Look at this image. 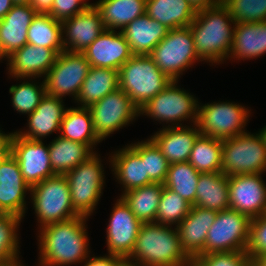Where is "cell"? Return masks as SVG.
<instances>
[{
  "label": "cell",
  "instance_id": "54",
  "mask_svg": "<svg viewBox=\"0 0 266 266\" xmlns=\"http://www.w3.org/2000/svg\"><path fill=\"white\" fill-rule=\"evenodd\" d=\"M1 266H24V265L21 264V263L19 262V260L17 259V260H14V261H12V262H9V263H6V264H3V265H1Z\"/></svg>",
  "mask_w": 266,
  "mask_h": 266
},
{
  "label": "cell",
  "instance_id": "3",
  "mask_svg": "<svg viewBox=\"0 0 266 266\" xmlns=\"http://www.w3.org/2000/svg\"><path fill=\"white\" fill-rule=\"evenodd\" d=\"M139 266H192L183 250L177 228L157 222L142 223L131 255Z\"/></svg>",
  "mask_w": 266,
  "mask_h": 266
},
{
  "label": "cell",
  "instance_id": "14",
  "mask_svg": "<svg viewBox=\"0 0 266 266\" xmlns=\"http://www.w3.org/2000/svg\"><path fill=\"white\" fill-rule=\"evenodd\" d=\"M11 155L17 160L24 181L31 188L55 176L49 157V146L39 140H29L11 133Z\"/></svg>",
  "mask_w": 266,
  "mask_h": 266
},
{
  "label": "cell",
  "instance_id": "10",
  "mask_svg": "<svg viewBox=\"0 0 266 266\" xmlns=\"http://www.w3.org/2000/svg\"><path fill=\"white\" fill-rule=\"evenodd\" d=\"M249 113L237 103L213 102L198 106L197 125L202 135L225 140L245 133Z\"/></svg>",
  "mask_w": 266,
  "mask_h": 266
},
{
  "label": "cell",
  "instance_id": "52",
  "mask_svg": "<svg viewBox=\"0 0 266 266\" xmlns=\"http://www.w3.org/2000/svg\"><path fill=\"white\" fill-rule=\"evenodd\" d=\"M116 266H139L136 262H132L130 260H128L127 258H122L117 264Z\"/></svg>",
  "mask_w": 266,
  "mask_h": 266
},
{
  "label": "cell",
  "instance_id": "41",
  "mask_svg": "<svg viewBox=\"0 0 266 266\" xmlns=\"http://www.w3.org/2000/svg\"><path fill=\"white\" fill-rule=\"evenodd\" d=\"M9 93L12 94V104L16 111L31 114L46 94L45 83L43 80L38 86L36 83L25 81L19 85H12Z\"/></svg>",
  "mask_w": 266,
  "mask_h": 266
},
{
  "label": "cell",
  "instance_id": "49",
  "mask_svg": "<svg viewBox=\"0 0 266 266\" xmlns=\"http://www.w3.org/2000/svg\"><path fill=\"white\" fill-rule=\"evenodd\" d=\"M196 11L214 7L222 3V0H187Z\"/></svg>",
  "mask_w": 266,
  "mask_h": 266
},
{
  "label": "cell",
  "instance_id": "12",
  "mask_svg": "<svg viewBox=\"0 0 266 266\" xmlns=\"http://www.w3.org/2000/svg\"><path fill=\"white\" fill-rule=\"evenodd\" d=\"M89 68L83 53L63 50L45 76L46 94L58 98L70 94L76 100Z\"/></svg>",
  "mask_w": 266,
  "mask_h": 266
},
{
  "label": "cell",
  "instance_id": "19",
  "mask_svg": "<svg viewBox=\"0 0 266 266\" xmlns=\"http://www.w3.org/2000/svg\"><path fill=\"white\" fill-rule=\"evenodd\" d=\"M17 160L10 155L0 164V213L24 217L25 194L30 191Z\"/></svg>",
  "mask_w": 266,
  "mask_h": 266
},
{
  "label": "cell",
  "instance_id": "28",
  "mask_svg": "<svg viewBox=\"0 0 266 266\" xmlns=\"http://www.w3.org/2000/svg\"><path fill=\"white\" fill-rule=\"evenodd\" d=\"M228 177L222 172L200 174L194 206L216 212L229 209Z\"/></svg>",
  "mask_w": 266,
  "mask_h": 266
},
{
  "label": "cell",
  "instance_id": "40",
  "mask_svg": "<svg viewBox=\"0 0 266 266\" xmlns=\"http://www.w3.org/2000/svg\"><path fill=\"white\" fill-rule=\"evenodd\" d=\"M22 218L0 213V266L19 259V240L17 229Z\"/></svg>",
  "mask_w": 266,
  "mask_h": 266
},
{
  "label": "cell",
  "instance_id": "44",
  "mask_svg": "<svg viewBox=\"0 0 266 266\" xmlns=\"http://www.w3.org/2000/svg\"><path fill=\"white\" fill-rule=\"evenodd\" d=\"M245 252L251 260L266 254V215L251 219Z\"/></svg>",
  "mask_w": 266,
  "mask_h": 266
},
{
  "label": "cell",
  "instance_id": "5",
  "mask_svg": "<svg viewBox=\"0 0 266 266\" xmlns=\"http://www.w3.org/2000/svg\"><path fill=\"white\" fill-rule=\"evenodd\" d=\"M30 194L40 228L80 216L72 206L65 175H55L31 187Z\"/></svg>",
  "mask_w": 266,
  "mask_h": 266
},
{
  "label": "cell",
  "instance_id": "11",
  "mask_svg": "<svg viewBox=\"0 0 266 266\" xmlns=\"http://www.w3.org/2000/svg\"><path fill=\"white\" fill-rule=\"evenodd\" d=\"M250 221L247 215L231 209L217 212L215 221L208 229L204 250L200 255L245 251Z\"/></svg>",
  "mask_w": 266,
  "mask_h": 266
},
{
  "label": "cell",
  "instance_id": "33",
  "mask_svg": "<svg viewBox=\"0 0 266 266\" xmlns=\"http://www.w3.org/2000/svg\"><path fill=\"white\" fill-rule=\"evenodd\" d=\"M59 132L62 138L86 144L92 150L101 142L95 133L91 112L86 107L67 108Z\"/></svg>",
  "mask_w": 266,
  "mask_h": 266
},
{
  "label": "cell",
  "instance_id": "35",
  "mask_svg": "<svg viewBox=\"0 0 266 266\" xmlns=\"http://www.w3.org/2000/svg\"><path fill=\"white\" fill-rule=\"evenodd\" d=\"M188 162L201 174L222 172V140L200 134Z\"/></svg>",
  "mask_w": 266,
  "mask_h": 266
},
{
  "label": "cell",
  "instance_id": "22",
  "mask_svg": "<svg viewBox=\"0 0 266 266\" xmlns=\"http://www.w3.org/2000/svg\"><path fill=\"white\" fill-rule=\"evenodd\" d=\"M36 16L30 5H14L0 19V51L6 59L28 43V28Z\"/></svg>",
  "mask_w": 266,
  "mask_h": 266
},
{
  "label": "cell",
  "instance_id": "1",
  "mask_svg": "<svg viewBox=\"0 0 266 266\" xmlns=\"http://www.w3.org/2000/svg\"><path fill=\"white\" fill-rule=\"evenodd\" d=\"M88 217L76 216L40 228L41 266H64L89 258V241L85 227Z\"/></svg>",
  "mask_w": 266,
  "mask_h": 266
},
{
  "label": "cell",
  "instance_id": "56",
  "mask_svg": "<svg viewBox=\"0 0 266 266\" xmlns=\"http://www.w3.org/2000/svg\"><path fill=\"white\" fill-rule=\"evenodd\" d=\"M87 8L88 7H96L97 3H93V4H90V3H87L86 0H80Z\"/></svg>",
  "mask_w": 266,
  "mask_h": 266
},
{
  "label": "cell",
  "instance_id": "30",
  "mask_svg": "<svg viewBox=\"0 0 266 266\" xmlns=\"http://www.w3.org/2000/svg\"><path fill=\"white\" fill-rule=\"evenodd\" d=\"M48 146L52 171L55 175H65L95 153L88 145L61 136L50 142Z\"/></svg>",
  "mask_w": 266,
  "mask_h": 266
},
{
  "label": "cell",
  "instance_id": "9",
  "mask_svg": "<svg viewBox=\"0 0 266 266\" xmlns=\"http://www.w3.org/2000/svg\"><path fill=\"white\" fill-rule=\"evenodd\" d=\"M177 80H173L160 93L149 100L139 109L144 114L162 122H172L171 127L181 126V121L189 119L193 124L198 120V101L186 90L177 87ZM175 123V124H174ZM180 123V124H179Z\"/></svg>",
  "mask_w": 266,
  "mask_h": 266
},
{
  "label": "cell",
  "instance_id": "42",
  "mask_svg": "<svg viewBox=\"0 0 266 266\" xmlns=\"http://www.w3.org/2000/svg\"><path fill=\"white\" fill-rule=\"evenodd\" d=\"M236 23L266 21V0H222Z\"/></svg>",
  "mask_w": 266,
  "mask_h": 266
},
{
  "label": "cell",
  "instance_id": "23",
  "mask_svg": "<svg viewBox=\"0 0 266 266\" xmlns=\"http://www.w3.org/2000/svg\"><path fill=\"white\" fill-rule=\"evenodd\" d=\"M194 126L190 128L168 125L151 136L169 164L189 161L193 145L201 134L198 125Z\"/></svg>",
  "mask_w": 266,
  "mask_h": 266
},
{
  "label": "cell",
  "instance_id": "31",
  "mask_svg": "<svg viewBox=\"0 0 266 266\" xmlns=\"http://www.w3.org/2000/svg\"><path fill=\"white\" fill-rule=\"evenodd\" d=\"M118 88L119 70L90 66L76 101L88 108Z\"/></svg>",
  "mask_w": 266,
  "mask_h": 266
},
{
  "label": "cell",
  "instance_id": "27",
  "mask_svg": "<svg viewBox=\"0 0 266 266\" xmlns=\"http://www.w3.org/2000/svg\"><path fill=\"white\" fill-rule=\"evenodd\" d=\"M110 163L117 180L124 187V192L151 184L146 174L145 161L128 145L111 156Z\"/></svg>",
  "mask_w": 266,
  "mask_h": 266
},
{
  "label": "cell",
  "instance_id": "51",
  "mask_svg": "<svg viewBox=\"0 0 266 266\" xmlns=\"http://www.w3.org/2000/svg\"><path fill=\"white\" fill-rule=\"evenodd\" d=\"M252 266H266V254L252 260Z\"/></svg>",
  "mask_w": 266,
  "mask_h": 266
},
{
  "label": "cell",
  "instance_id": "38",
  "mask_svg": "<svg viewBox=\"0 0 266 266\" xmlns=\"http://www.w3.org/2000/svg\"><path fill=\"white\" fill-rule=\"evenodd\" d=\"M129 146L145 161L149 180L152 183L164 184L170 164L156 143L150 138Z\"/></svg>",
  "mask_w": 266,
  "mask_h": 266
},
{
  "label": "cell",
  "instance_id": "48",
  "mask_svg": "<svg viewBox=\"0 0 266 266\" xmlns=\"http://www.w3.org/2000/svg\"><path fill=\"white\" fill-rule=\"evenodd\" d=\"M11 155V133L0 138V164Z\"/></svg>",
  "mask_w": 266,
  "mask_h": 266
},
{
  "label": "cell",
  "instance_id": "20",
  "mask_svg": "<svg viewBox=\"0 0 266 266\" xmlns=\"http://www.w3.org/2000/svg\"><path fill=\"white\" fill-rule=\"evenodd\" d=\"M216 215L214 210L192 205L187 216L176 226L180 244L191 259L203 252L208 229Z\"/></svg>",
  "mask_w": 266,
  "mask_h": 266
},
{
  "label": "cell",
  "instance_id": "47",
  "mask_svg": "<svg viewBox=\"0 0 266 266\" xmlns=\"http://www.w3.org/2000/svg\"><path fill=\"white\" fill-rule=\"evenodd\" d=\"M54 0H30V6L36 14L50 15Z\"/></svg>",
  "mask_w": 266,
  "mask_h": 266
},
{
  "label": "cell",
  "instance_id": "45",
  "mask_svg": "<svg viewBox=\"0 0 266 266\" xmlns=\"http://www.w3.org/2000/svg\"><path fill=\"white\" fill-rule=\"evenodd\" d=\"M86 8L80 0H54L50 16L59 22H63L83 12Z\"/></svg>",
  "mask_w": 266,
  "mask_h": 266
},
{
  "label": "cell",
  "instance_id": "17",
  "mask_svg": "<svg viewBox=\"0 0 266 266\" xmlns=\"http://www.w3.org/2000/svg\"><path fill=\"white\" fill-rule=\"evenodd\" d=\"M61 26L64 50L79 53L106 30L96 7L86 8L83 12L61 22Z\"/></svg>",
  "mask_w": 266,
  "mask_h": 266
},
{
  "label": "cell",
  "instance_id": "4",
  "mask_svg": "<svg viewBox=\"0 0 266 266\" xmlns=\"http://www.w3.org/2000/svg\"><path fill=\"white\" fill-rule=\"evenodd\" d=\"M171 82L149 55H133L119 69V88L139 109Z\"/></svg>",
  "mask_w": 266,
  "mask_h": 266
},
{
  "label": "cell",
  "instance_id": "25",
  "mask_svg": "<svg viewBox=\"0 0 266 266\" xmlns=\"http://www.w3.org/2000/svg\"><path fill=\"white\" fill-rule=\"evenodd\" d=\"M168 28L149 17L146 13L130 22L124 35L133 55H150L155 46L167 35Z\"/></svg>",
  "mask_w": 266,
  "mask_h": 266
},
{
  "label": "cell",
  "instance_id": "21",
  "mask_svg": "<svg viewBox=\"0 0 266 266\" xmlns=\"http://www.w3.org/2000/svg\"><path fill=\"white\" fill-rule=\"evenodd\" d=\"M57 53L50 48L34 46L29 43L15 51L7 59L8 73L16 79L46 76L54 65Z\"/></svg>",
  "mask_w": 266,
  "mask_h": 266
},
{
  "label": "cell",
  "instance_id": "8",
  "mask_svg": "<svg viewBox=\"0 0 266 266\" xmlns=\"http://www.w3.org/2000/svg\"><path fill=\"white\" fill-rule=\"evenodd\" d=\"M102 167L100 158L94 153L65 174L72 206L80 216H90L97 206L105 183Z\"/></svg>",
  "mask_w": 266,
  "mask_h": 266
},
{
  "label": "cell",
  "instance_id": "26",
  "mask_svg": "<svg viewBox=\"0 0 266 266\" xmlns=\"http://www.w3.org/2000/svg\"><path fill=\"white\" fill-rule=\"evenodd\" d=\"M266 53V21L236 23L234 26L231 58L251 59Z\"/></svg>",
  "mask_w": 266,
  "mask_h": 266
},
{
  "label": "cell",
  "instance_id": "37",
  "mask_svg": "<svg viewBox=\"0 0 266 266\" xmlns=\"http://www.w3.org/2000/svg\"><path fill=\"white\" fill-rule=\"evenodd\" d=\"M200 174L188 161L170 164L164 186L193 205Z\"/></svg>",
  "mask_w": 266,
  "mask_h": 266
},
{
  "label": "cell",
  "instance_id": "39",
  "mask_svg": "<svg viewBox=\"0 0 266 266\" xmlns=\"http://www.w3.org/2000/svg\"><path fill=\"white\" fill-rule=\"evenodd\" d=\"M191 206L178 193L164 186L158 205L156 222L162 225L175 224L177 226L187 216Z\"/></svg>",
  "mask_w": 266,
  "mask_h": 266
},
{
  "label": "cell",
  "instance_id": "13",
  "mask_svg": "<svg viewBox=\"0 0 266 266\" xmlns=\"http://www.w3.org/2000/svg\"><path fill=\"white\" fill-rule=\"evenodd\" d=\"M98 138L105 137L128 125L140 115L139 108L120 88L88 107Z\"/></svg>",
  "mask_w": 266,
  "mask_h": 266
},
{
  "label": "cell",
  "instance_id": "2",
  "mask_svg": "<svg viewBox=\"0 0 266 266\" xmlns=\"http://www.w3.org/2000/svg\"><path fill=\"white\" fill-rule=\"evenodd\" d=\"M235 24L236 22L223 3L197 11L189 27L198 57L212 64L221 63L229 58Z\"/></svg>",
  "mask_w": 266,
  "mask_h": 266
},
{
  "label": "cell",
  "instance_id": "43",
  "mask_svg": "<svg viewBox=\"0 0 266 266\" xmlns=\"http://www.w3.org/2000/svg\"><path fill=\"white\" fill-rule=\"evenodd\" d=\"M192 266H252L245 251L214 252L192 259Z\"/></svg>",
  "mask_w": 266,
  "mask_h": 266
},
{
  "label": "cell",
  "instance_id": "55",
  "mask_svg": "<svg viewBox=\"0 0 266 266\" xmlns=\"http://www.w3.org/2000/svg\"><path fill=\"white\" fill-rule=\"evenodd\" d=\"M259 133L261 134L263 140H264V144L266 146V126L264 128H262L261 131H259Z\"/></svg>",
  "mask_w": 266,
  "mask_h": 266
},
{
  "label": "cell",
  "instance_id": "36",
  "mask_svg": "<svg viewBox=\"0 0 266 266\" xmlns=\"http://www.w3.org/2000/svg\"><path fill=\"white\" fill-rule=\"evenodd\" d=\"M61 22L50 15L36 14L29 28L28 43L53 49L57 54L64 50Z\"/></svg>",
  "mask_w": 266,
  "mask_h": 266
},
{
  "label": "cell",
  "instance_id": "29",
  "mask_svg": "<svg viewBox=\"0 0 266 266\" xmlns=\"http://www.w3.org/2000/svg\"><path fill=\"white\" fill-rule=\"evenodd\" d=\"M146 14L174 29L189 26L197 11L187 0H146Z\"/></svg>",
  "mask_w": 266,
  "mask_h": 266
},
{
  "label": "cell",
  "instance_id": "6",
  "mask_svg": "<svg viewBox=\"0 0 266 266\" xmlns=\"http://www.w3.org/2000/svg\"><path fill=\"white\" fill-rule=\"evenodd\" d=\"M266 171V146L260 133L222 140V173L227 177Z\"/></svg>",
  "mask_w": 266,
  "mask_h": 266
},
{
  "label": "cell",
  "instance_id": "24",
  "mask_svg": "<svg viewBox=\"0 0 266 266\" xmlns=\"http://www.w3.org/2000/svg\"><path fill=\"white\" fill-rule=\"evenodd\" d=\"M62 98L45 94L36 109L28 114V131L16 133L29 140H39L52 132L60 131V124L66 111Z\"/></svg>",
  "mask_w": 266,
  "mask_h": 266
},
{
  "label": "cell",
  "instance_id": "53",
  "mask_svg": "<svg viewBox=\"0 0 266 266\" xmlns=\"http://www.w3.org/2000/svg\"><path fill=\"white\" fill-rule=\"evenodd\" d=\"M14 5H29L30 0H12Z\"/></svg>",
  "mask_w": 266,
  "mask_h": 266
},
{
  "label": "cell",
  "instance_id": "46",
  "mask_svg": "<svg viewBox=\"0 0 266 266\" xmlns=\"http://www.w3.org/2000/svg\"><path fill=\"white\" fill-rule=\"evenodd\" d=\"M122 258L117 255L108 254L107 256H98V257H91L87 258L84 262V266H116V264Z\"/></svg>",
  "mask_w": 266,
  "mask_h": 266
},
{
  "label": "cell",
  "instance_id": "57",
  "mask_svg": "<svg viewBox=\"0 0 266 266\" xmlns=\"http://www.w3.org/2000/svg\"><path fill=\"white\" fill-rule=\"evenodd\" d=\"M5 133L1 132L0 130V138L4 135Z\"/></svg>",
  "mask_w": 266,
  "mask_h": 266
},
{
  "label": "cell",
  "instance_id": "18",
  "mask_svg": "<svg viewBox=\"0 0 266 266\" xmlns=\"http://www.w3.org/2000/svg\"><path fill=\"white\" fill-rule=\"evenodd\" d=\"M90 66L119 70L132 56L121 31L105 30L82 52Z\"/></svg>",
  "mask_w": 266,
  "mask_h": 266
},
{
  "label": "cell",
  "instance_id": "34",
  "mask_svg": "<svg viewBox=\"0 0 266 266\" xmlns=\"http://www.w3.org/2000/svg\"><path fill=\"white\" fill-rule=\"evenodd\" d=\"M163 187L164 184L151 183L128 190L121 198L141 223L156 222Z\"/></svg>",
  "mask_w": 266,
  "mask_h": 266
},
{
  "label": "cell",
  "instance_id": "32",
  "mask_svg": "<svg viewBox=\"0 0 266 266\" xmlns=\"http://www.w3.org/2000/svg\"><path fill=\"white\" fill-rule=\"evenodd\" d=\"M99 10L106 30L124 29L146 13V0H99Z\"/></svg>",
  "mask_w": 266,
  "mask_h": 266
},
{
  "label": "cell",
  "instance_id": "7",
  "mask_svg": "<svg viewBox=\"0 0 266 266\" xmlns=\"http://www.w3.org/2000/svg\"><path fill=\"white\" fill-rule=\"evenodd\" d=\"M149 56L172 81H178L182 71L196 61H201L195 51L189 26L169 29L166 37L155 46Z\"/></svg>",
  "mask_w": 266,
  "mask_h": 266
},
{
  "label": "cell",
  "instance_id": "15",
  "mask_svg": "<svg viewBox=\"0 0 266 266\" xmlns=\"http://www.w3.org/2000/svg\"><path fill=\"white\" fill-rule=\"evenodd\" d=\"M229 209L250 219L266 214V185L261 173L228 177Z\"/></svg>",
  "mask_w": 266,
  "mask_h": 266
},
{
  "label": "cell",
  "instance_id": "50",
  "mask_svg": "<svg viewBox=\"0 0 266 266\" xmlns=\"http://www.w3.org/2000/svg\"><path fill=\"white\" fill-rule=\"evenodd\" d=\"M14 6L12 0H0V19H2Z\"/></svg>",
  "mask_w": 266,
  "mask_h": 266
},
{
  "label": "cell",
  "instance_id": "16",
  "mask_svg": "<svg viewBox=\"0 0 266 266\" xmlns=\"http://www.w3.org/2000/svg\"><path fill=\"white\" fill-rule=\"evenodd\" d=\"M141 225L120 197L113 207L106 231L108 253L128 258L134 249Z\"/></svg>",
  "mask_w": 266,
  "mask_h": 266
}]
</instances>
